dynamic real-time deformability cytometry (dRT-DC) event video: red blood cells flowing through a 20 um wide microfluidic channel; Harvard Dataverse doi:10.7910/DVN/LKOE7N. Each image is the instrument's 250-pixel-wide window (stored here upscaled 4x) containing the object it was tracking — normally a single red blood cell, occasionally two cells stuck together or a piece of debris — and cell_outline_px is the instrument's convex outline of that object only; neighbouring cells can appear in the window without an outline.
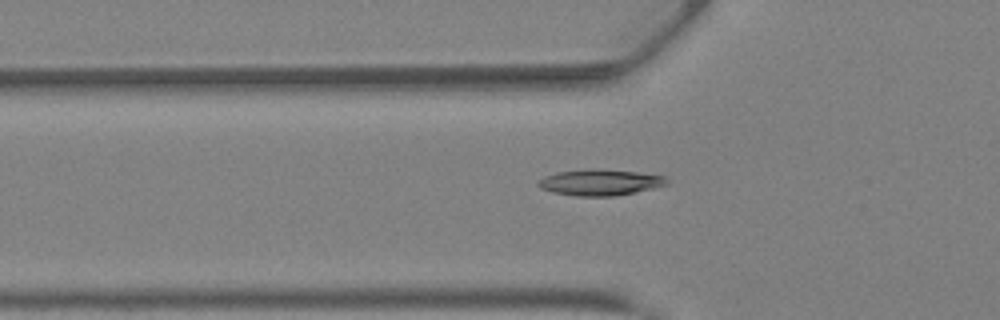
{"species": "Egyptian fruit bat (a non-hibernating species)", "species_latin": "Rousettus aegyptiacus", "temperature_condition": "warm", "stored_images_in_passage": 42, "camera_frame_rate_fps": 3000, "um_per_image_px": 0.085, "animal": {"sex": "female"}, "frame": {"image": 1, "passage_image": 15, "time_ms": 4.667, "image_size_px": [1000, 320], "cell_outline_px": [[668, 184], [636, 192], [616, 196], [576, 196], [552, 192], [540, 188], [536, 184], [544, 176], [556, 172], [592, 168], [596, 168], [636, 172], [668, 176]], "centroid_in_image_um": [51.01, 15.5], "position_along_channel_um": 74.8, "area_um2": 19.71}}
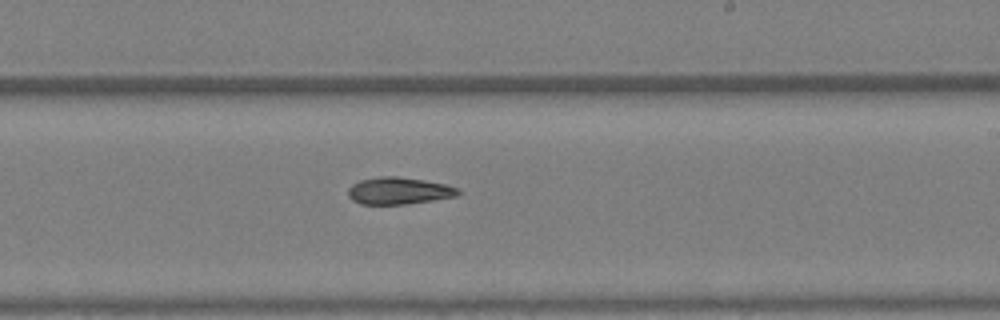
{"frame": {"image": 2, "passage_image": 26, "time_ms": 8.333, "image_size_px": [1000, 320], "cell_outline_px": [[460, 192], [456, 196], [408, 204], [360, 204], [352, 200], [348, 196], [348, 188], [352, 184], [360, 180], [380, 176], [396, 176], [424, 180], [448, 184], [460, 188]], "centroid_in_image_um": [33.9, 16.21], "position_along_channel_um": 255.1, "area_um2": 17.46}}
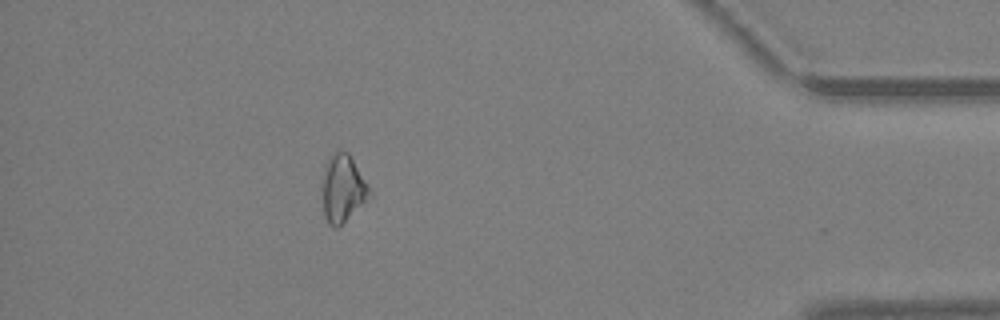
{"frame": {"image": 3, "passage_image": 38, "time_ms": 12.333, "image_size_px": [1000, 320], "cell_outline_px": [[372, 196], [368, 200], [336, 228], [332, 228], [328, 224], [324, 216], [320, 184], [320, 180], [324, 164], [332, 152], [348, 152], [372, 192]], "centroid_in_image_um": [29.08, 16.03], "position_along_channel_um": 406.1, "area_um2": 18.96}}